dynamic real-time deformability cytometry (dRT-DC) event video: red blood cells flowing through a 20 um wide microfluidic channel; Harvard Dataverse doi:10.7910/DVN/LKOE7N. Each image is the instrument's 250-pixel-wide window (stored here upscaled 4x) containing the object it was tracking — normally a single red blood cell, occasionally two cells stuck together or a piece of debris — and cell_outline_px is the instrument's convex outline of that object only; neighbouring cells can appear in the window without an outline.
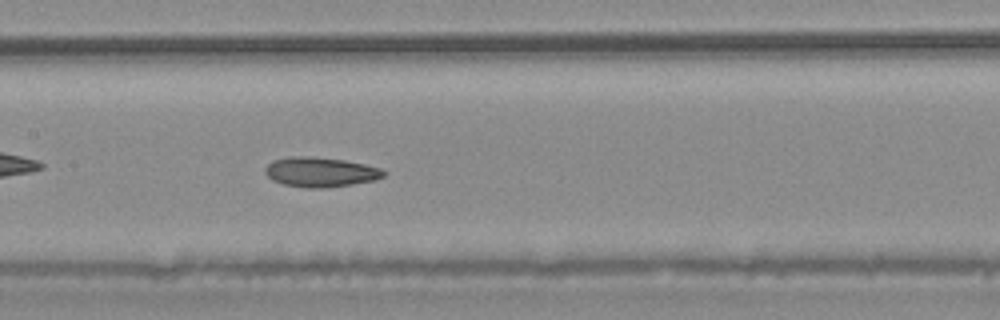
{"species": "common noctule bat (a hibernating species)", "species_latin": "Nyctalus noctula", "temperature_condition": "warm", "stored_images_in_passage": 34, "camera_frame_rate_fps": 3000, "um_per_image_px": 0.085, "animal": {"sex": "male", "body_mass_g": 20.4}, "frame": {"image": 1, "passage_image": 10, "time_ms": 3.0, "image_size_px": [1000, 320], "cell_outline_px": [[388, 172], [384, 176], [376, 180], [352, 184], [324, 188], [308, 188], [284, 184], [272, 180], [264, 172], [264, 168], [272, 160], [292, 156], [308, 156], [344, 160], [364, 164], [380, 168]], "centroid_in_image_um": [27.24, 14.62], "position_along_channel_um": 180.2, "area_um2": 20.58}}